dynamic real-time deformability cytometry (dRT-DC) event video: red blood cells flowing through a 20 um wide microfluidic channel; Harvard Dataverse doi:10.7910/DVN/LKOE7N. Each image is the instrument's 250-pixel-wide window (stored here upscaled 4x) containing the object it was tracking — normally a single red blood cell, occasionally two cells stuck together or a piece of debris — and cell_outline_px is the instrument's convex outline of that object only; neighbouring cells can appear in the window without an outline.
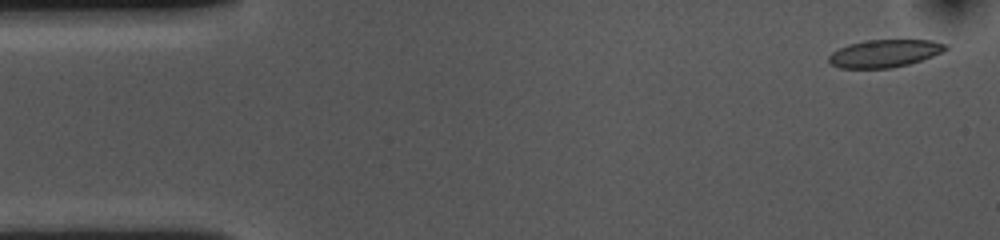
{"species": "common noctule bat (a hibernating species)", "species_latin": "Nyctalus noctula", "temperature_condition": "cold", "stored_images_in_passage": 54, "camera_frame_rate_fps": 3000, "um_per_image_px": 0.085, "animal": {"sex": "female", "body_mass_g": 10.0, "forearm_length_mm": 53.1}, "frame": {"image": 1, "passage_image": 2, "time_ms": 0.333, "image_size_px": [1000, 240], "cell_outline_px": [[948, 48], [944, 52], [908, 64], [892, 68], [840, 68], [832, 64], [828, 60], [828, 56], [832, 52], [848, 44], [864, 40], [932, 40], [948, 44]], "centroid_in_image_um": [75.2, 4.53], "position_along_channel_um": 9.8, "area_um2": 18.84}}
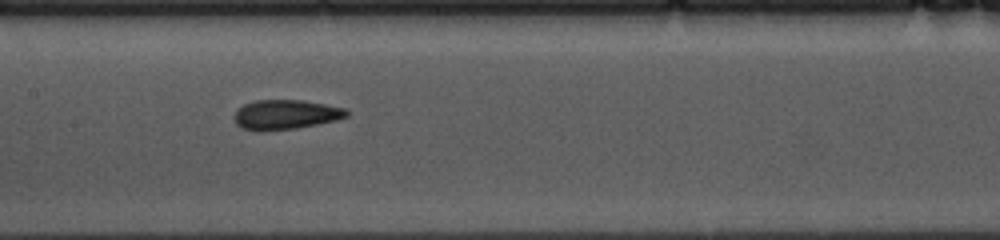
{"frame": {"image": 2, "passage_image": 25, "time_ms": 8.0, "image_size_px": [1000, 240], "cell_outline_px": [[348, 116], [336, 120], [296, 128], [260, 132], [240, 128], [236, 124], [236, 108], [244, 104], [256, 100], [300, 100], [324, 104], [344, 108], [348, 112]], "centroid_in_image_um": [24.24, 9.75], "position_along_channel_um": 183.2, "area_um2": 19.36}}
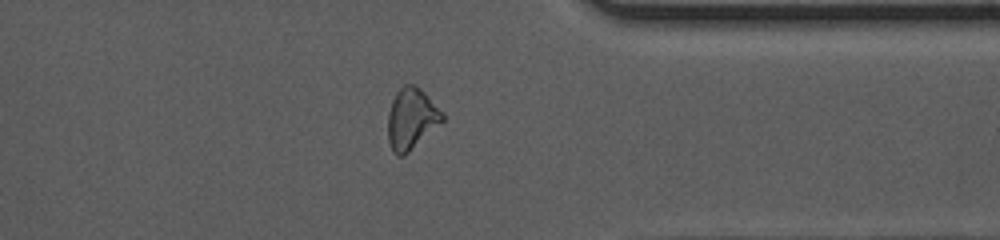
{"frame": {"image": 3, "passage_image": 42, "time_ms": 13.667, "image_size_px": [1000, 240], "cell_outline_px": [[444, 120], [404, 156], [396, 156], [392, 152], [388, 140], [388, 112], [392, 100], [396, 92], [404, 84], [416, 84], [444, 112]], "centroid_in_image_um": [34.96, 10.09], "position_along_channel_um": 376.4, "area_um2": 19.54}, "authors_computed_cell_mechanics": {"area_um2": 19.4497, "velocity_mm_per_s": 3.5854, "shape_relaxation_time_tau1_ms": 5.1886, "shape_relaxation_time_tau2_ms": 2.3072, "deformation_change_tau1": 0.1374, "deformation_change_tau2": 0.1015}}